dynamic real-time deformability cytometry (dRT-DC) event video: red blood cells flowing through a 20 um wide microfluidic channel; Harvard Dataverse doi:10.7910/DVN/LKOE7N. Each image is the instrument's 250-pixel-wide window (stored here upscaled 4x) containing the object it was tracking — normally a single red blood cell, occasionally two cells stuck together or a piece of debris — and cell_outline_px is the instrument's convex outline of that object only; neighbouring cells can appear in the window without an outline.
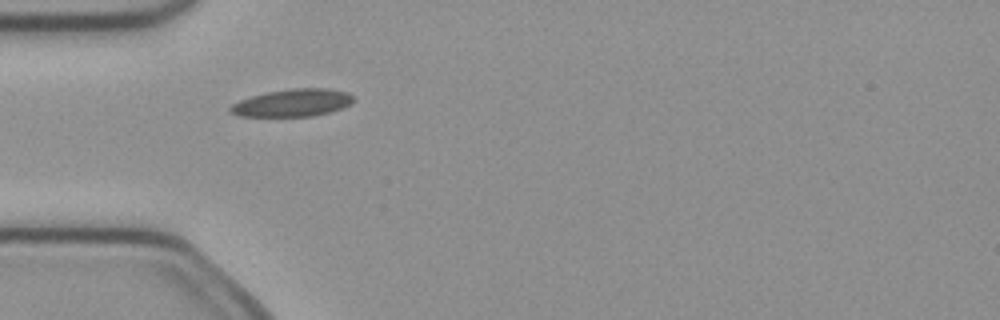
{"species": "common noctule bat (a hibernating species)", "species_latin": "Nyctalus noctula", "temperature_condition": "cold", "stored_images_in_passage": 4, "camera_frame_rate_fps": 3000, "um_per_image_px": 0.085, "animal": {"sex": "female", "body_mass_g": 21.9}, "frame": {"image": 1, "passage_image": 1, "time_ms": 0.0, "image_size_px": [1000, 320], "cell_outline_px": [[352, 100], [348, 104], [340, 108], [328, 112], [312, 116], [240, 116], [228, 112], [228, 108], [232, 104], [240, 100], [252, 96], [268, 92], [292, 88], [328, 88], [348, 92], [352, 96]], "centroid_in_image_um": [24.82, 8.73], "position_along_channel_um": 60.2, "area_um2": 19.48}}
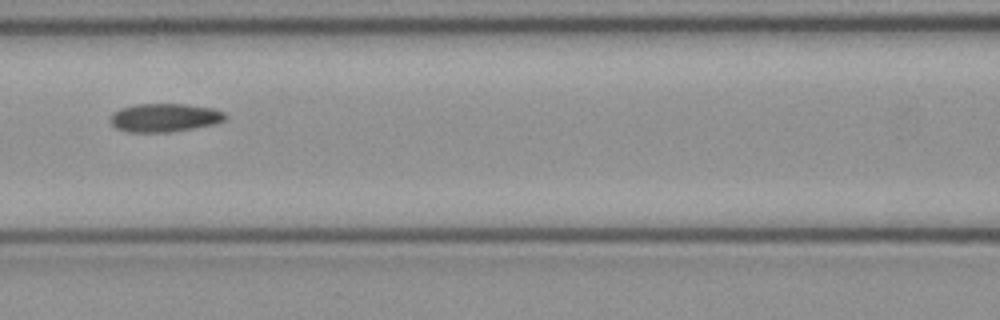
{"frame": {"image": 2, "passage_image": 3, "time_ms": 0.667, "image_size_px": [1000, 320], "cell_outline_px": [[228, 116], [224, 120], [216, 124], [196, 128], [168, 132], [128, 132], [116, 128], [112, 124], [112, 112], [120, 108], [132, 104], [184, 104], [212, 108], [224, 112]], "centroid_in_image_um": [14.01, 10.0], "position_along_channel_um": 152.6, "area_um2": 19.13}}
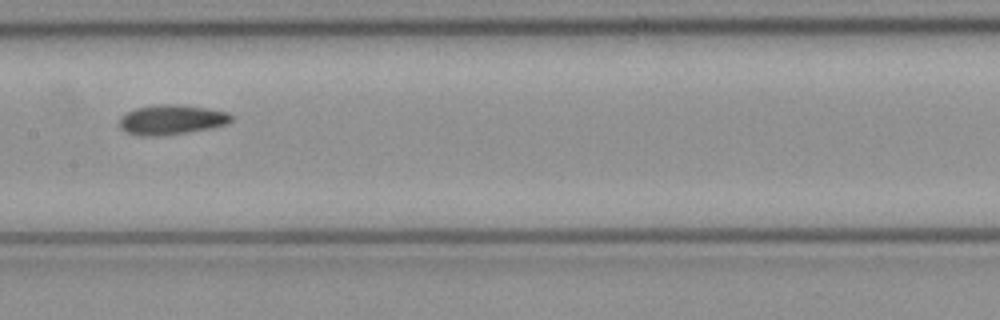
{"frame": {"image": 3, "passage_image": 4, "time_ms": 1.0, "image_size_px": [1000, 320], "cell_outline_px": [[232, 120], [228, 124], [188, 132], [160, 136], [140, 136], [128, 132], [120, 128], [120, 116], [136, 108], [160, 104], [176, 104], [204, 108], [228, 112], [232, 116]], "centroid_in_image_um": [14.57, 10.18], "position_along_channel_um": 192.8, "area_um2": 19.25}}